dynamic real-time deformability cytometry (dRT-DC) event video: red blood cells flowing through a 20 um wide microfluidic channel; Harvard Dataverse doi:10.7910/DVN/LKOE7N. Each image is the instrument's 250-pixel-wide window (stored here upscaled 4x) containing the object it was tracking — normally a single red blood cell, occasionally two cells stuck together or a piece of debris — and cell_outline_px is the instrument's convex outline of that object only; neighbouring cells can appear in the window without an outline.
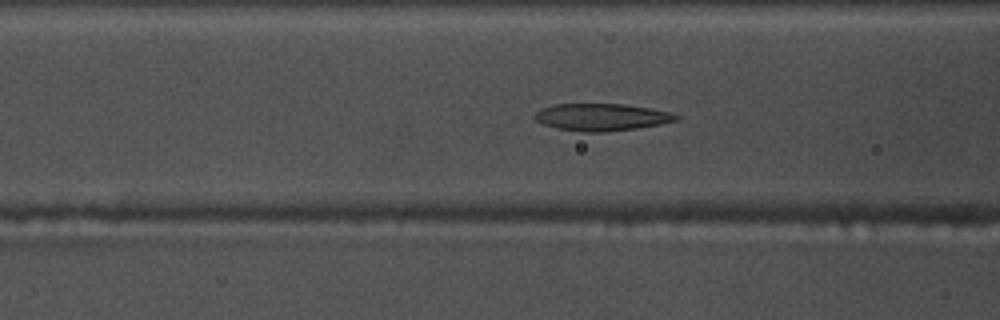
{"species": "common noctule bat (a hibernating species)", "species_latin": "Nyctalus noctula", "temperature_condition": "warm", "stored_images_in_passage": 42, "camera_frame_rate_fps": 3000, "um_per_image_px": 0.085, "animal": {"sex": "male", "body_mass_g": 17.5, "forearm_length_mm": 52.3}, "frame": {"image": 1, "passage_image": 14, "time_ms": 4.333, "image_size_px": [1000, 320], "cell_outline_px": [[680, 120], [660, 124], [636, 128], [604, 132], [584, 132], [560, 128], [544, 124], [536, 120], [532, 116], [540, 108], [552, 104], [624, 104], [648, 108], [668, 112], [680, 116]], "centroid_in_image_um": [51.12, 9.95], "position_along_channel_um": 115.5, "area_um2": 22.25}}
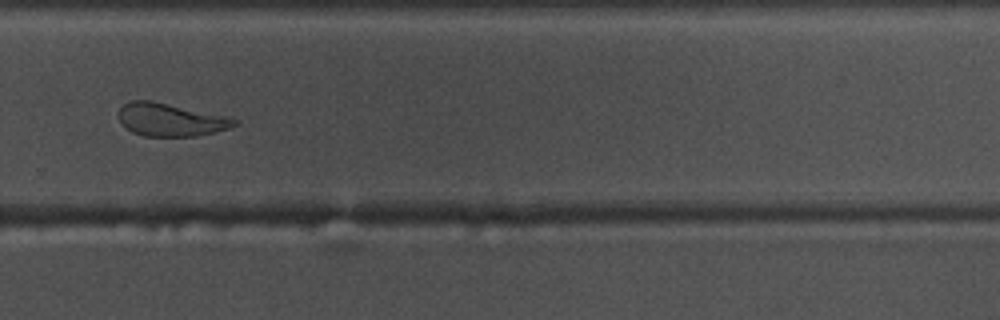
{"frame": {"image": 2, "passage_image": 30, "time_ms": 9.667, "image_size_px": [1000, 320], "cell_outline_px": [[240, 120], [236, 124], [228, 128], [196, 136], [144, 136], [132, 132], [124, 128], [120, 124], [120, 108], [124, 104], [132, 100], [152, 100], [224, 116]], "centroid_in_image_um": [14.44, 10.18], "position_along_channel_um": 315.4, "area_um2": 21.96}}
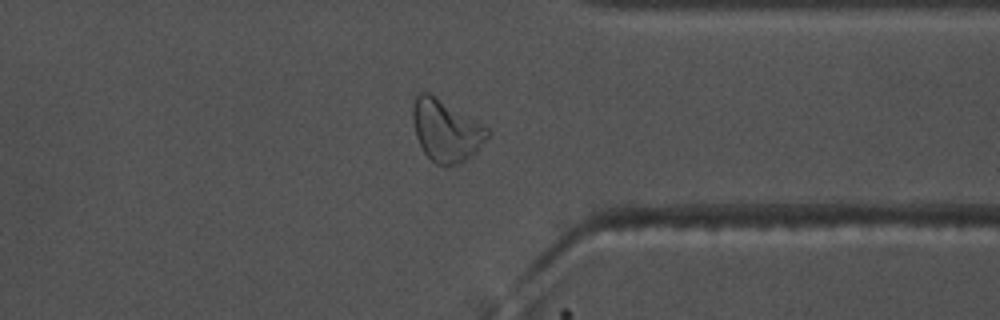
{"frame": {"image": 3, "passage_image": 35, "time_ms": 11.333, "image_size_px": [1000, 320], "cell_outline_px": [[492, 132], [476, 152], [472, 156], [460, 164], [436, 164], [424, 152], [416, 136], [412, 120], [412, 108], [416, 96], [420, 92], [428, 92], [436, 96], [488, 128]], "centroid_in_image_um": [37.91, 11.09], "position_along_channel_um": 373.5, "area_um2": 26.65}, "authors_computed_cell_mechanics": {"area_um2": 23.0622, "velocity_mm_per_s": 3.7585, "shape_relaxation_time_tau1_ms": 9.3416, "shape_relaxation_time_tau2_ms": 3.0933, "deformation_change_tau1": 0.2332, "deformation_change_tau2": 0.1061}}